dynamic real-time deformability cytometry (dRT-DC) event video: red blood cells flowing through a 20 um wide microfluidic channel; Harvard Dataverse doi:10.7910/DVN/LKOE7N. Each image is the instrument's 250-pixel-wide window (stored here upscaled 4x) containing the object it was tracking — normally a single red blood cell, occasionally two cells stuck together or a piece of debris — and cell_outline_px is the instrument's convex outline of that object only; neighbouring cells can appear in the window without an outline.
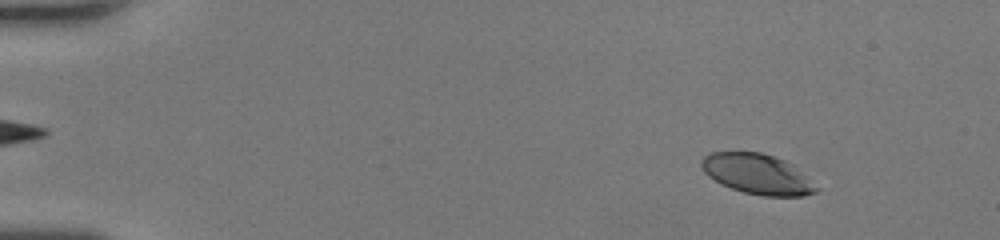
{"species": "human", "species_latin": "Homo sapiens", "temperature_condition": "room temperature", "stored_images_in_passage": 42, "camera_frame_rate_fps": 3000, "um_per_image_px": 0.085, "donor": {"sex": "female"}, "frame": {"image": 1, "passage_image": 6, "time_ms": 1.667, "image_size_px": [1000, 240], "cell_outline_px": [[820, 188], [816, 192], [804, 196], [764, 196], [744, 192], [732, 188], [708, 176], [704, 172], [700, 164], [704, 156], [708, 152], [760, 152], [784, 160], [792, 164]], "centroid_in_image_um": [64.39, 14.79], "position_along_channel_um": 20.6, "area_um2": 26.7}}
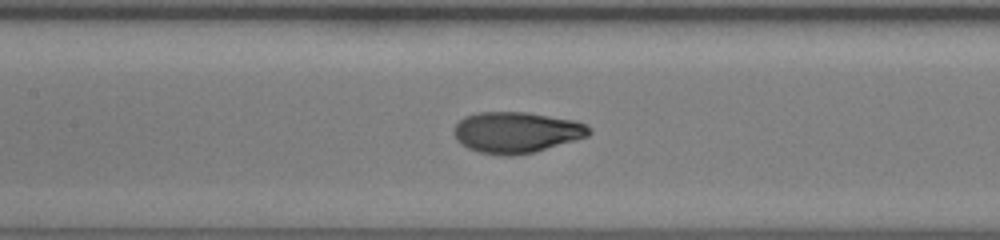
{"frame": {"image": 2, "passage_image": 25, "time_ms": 8.0, "image_size_px": [1000, 240], "cell_outline_px": [[592, 132], [588, 136], [532, 152], [512, 156], [504, 156], [480, 152], [468, 148], [456, 140], [456, 124], [464, 116], [476, 112], [528, 112], [576, 120], [592, 128]], "centroid_in_image_um": [43.91, 11.23], "position_along_channel_um": 163.5, "area_um2": 32.14}}
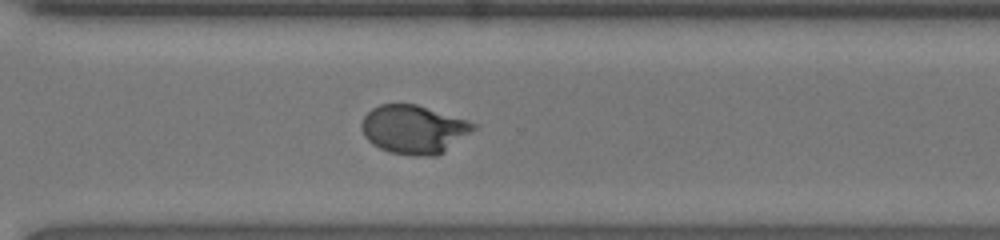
{"frame": {"image": 3, "passage_image": 37, "time_ms": 12.0, "image_size_px": [1000, 240], "cell_outline_px": [[476, 128], [444, 152], [436, 156], [412, 156], [388, 152], [372, 144], [364, 136], [360, 128], [360, 124], [364, 116], [372, 108], [380, 104], [416, 104], [468, 120], [476, 124]], "centroid_in_image_um": [35.15, 11.0], "position_along_channel_um": 335.5, "area_um2": 31.79}}